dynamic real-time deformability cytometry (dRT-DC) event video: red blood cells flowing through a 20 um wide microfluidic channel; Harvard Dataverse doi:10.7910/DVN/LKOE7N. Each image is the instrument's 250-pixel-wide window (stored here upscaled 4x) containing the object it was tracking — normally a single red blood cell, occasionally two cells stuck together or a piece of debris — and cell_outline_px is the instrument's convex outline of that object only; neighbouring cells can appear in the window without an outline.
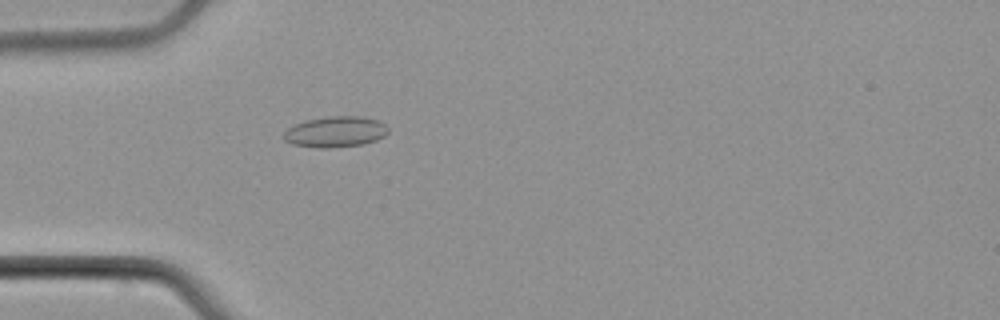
{"species": "common noctule bat (a hibernating species)", "species_latin": "Nyctalus noctula", "temperature_condition": "cold", "stored_images_in_passage": 4, "camera_frame_rate_fps": 3000, "um_per_image_px": 0.085, "animal": {"sex": "male", "body_mass_g": 21.5, "forearm_length_mm": 52.0}, "frame": {"image": 1, "passage_image": 4, "time_ms": 4.667, "image_size_px": [1000, 320], "cell_outline_px": [[388, 132], [384, 136], [376, 140], [364, 144], [328, 148], [320, 148], [292, 144], [284, 140], [284, 132], [288, 128], [304, 120], [328, 116], [364, 116], [380, 120], [388, 128]], "centroid_in_image_um": [28.53, 11.19], "position_along_channel_um": 56.5, "area_um2": 18.9}}